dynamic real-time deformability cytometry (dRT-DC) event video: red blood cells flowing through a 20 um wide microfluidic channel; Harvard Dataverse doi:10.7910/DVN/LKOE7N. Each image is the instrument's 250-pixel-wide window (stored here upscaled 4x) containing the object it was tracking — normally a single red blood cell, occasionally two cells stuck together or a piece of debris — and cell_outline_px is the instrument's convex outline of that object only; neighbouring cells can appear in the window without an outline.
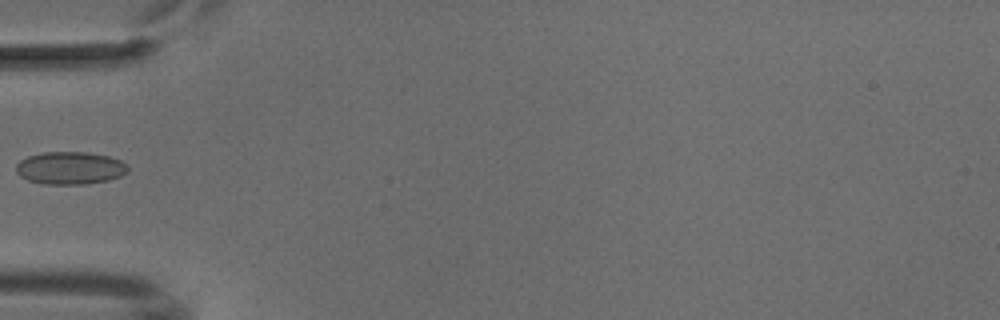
{"species": "common noctule bat (a hibernating species)", "species_latin": "Nyctalus noctula", "temperature_condition": "cold", "stored_images_in_passage": 5, "camera_frame_rate_fps": 3000, "um_per_image_px": 0.085, "animal": {"sex": "male", "body_mass_g": 18.8}, "frame": {"image": 1, "passage_image": 5, "time_ms": 4.667, "image_size_px": [1000, 320], "cell_outline_px": [[128, 172], [120, 176], [108, 180], [84, 184], [44, 184], [28, 180], [20, 176], [16, 172], [16, 164], [20, 160], [28, 156], [44, 152], [88, 152], [108, 156], [120, 160], [128, 164]], "centroid_in_image_um": [5.96, 14.28], "position_along_channel_um": 79.0, "area_um2": 21.33}}